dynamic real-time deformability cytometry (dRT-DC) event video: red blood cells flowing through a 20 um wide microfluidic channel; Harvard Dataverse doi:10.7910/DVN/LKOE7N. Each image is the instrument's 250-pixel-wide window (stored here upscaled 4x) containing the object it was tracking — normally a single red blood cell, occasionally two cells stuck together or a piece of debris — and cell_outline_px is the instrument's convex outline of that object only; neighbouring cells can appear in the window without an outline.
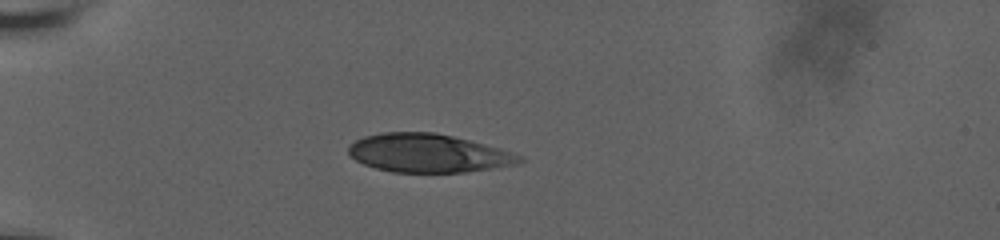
{"species": "human", "species_latin": "Homo sapiens", "temperature_condition": "room temperature", "stored_images_in_passage": 41, "camera_frame_rate_fps": 3000, "um_per_image_px": 0.085, "donor": {"sex": "male"}, "frame": {"image": 1, "passage_image": 1, "time_ms": 0.0, "image_size_px": [1000, 240], "cell_outline_px": [[524, 160], [516, 164], [464, 172], [392, 172], [376, 168], [364, 164], [348, 156], [348, 148], [356, 140], [364, 136], [380, 132], [436, 132], [500, 148], [524, 156]], "centroid_in_image_um": [36.38, 13.01], "position_along_channel_um": 48.6, "area_um2": 38.21}}
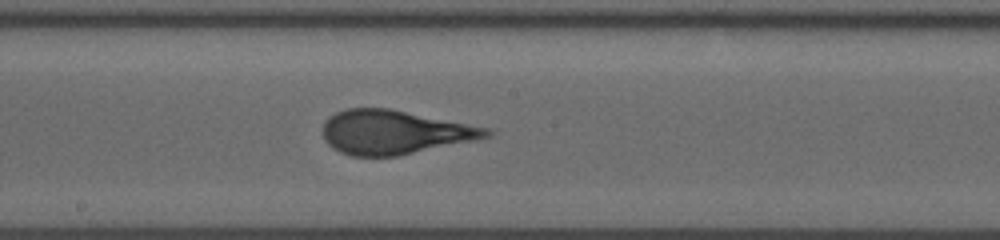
{"frame": {"image": 2, "passage_image": 17, "time_ms": 5.333, "image_size_px": [1000, 240], "cell_outline_px": [[496, 132], [492, 136], [480, 140], [396, 156], [352, 156], [340, 152], [332, 148], [324, 140], [324, 120], [328, 116], [336, 112], [348, 108], [388, 108], [492, 128]], "centroid_in_image_um": [33.59, 11.24], "position_along_channel_um": 214.6, "area_um2": 42.43}}
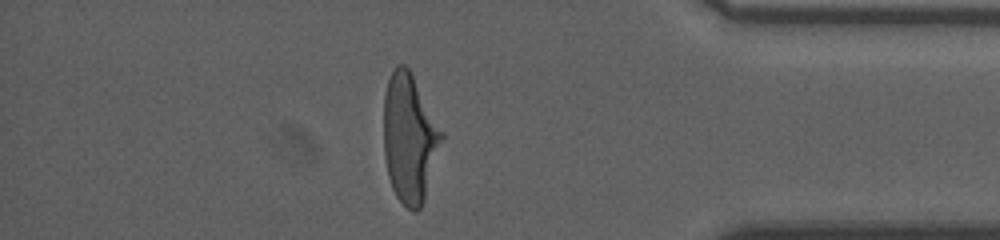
{"frame": {"image": 3, "passage_image": 34, "time_ms": 11.0, "image_size_px": [1000, 240], "cell_outline_px": [[444, 136], [424, 200], [420, 208], [416, 212], [412, 212], [396, 196], [392, 188], [388, 176], [384, 156], [384, 92], [388, 80], [396, 64], [404, 64], [408, 68], [444, 132]], "centroid_in_image_um": [34.8, 11.75], "position_along_channel_um": 400.4, "area_um2": 43.29}, "authors_computed_cell_mechanics": {"area_um2": 42.0784, "velocity_mm_per_s": 3.7037, "shape_relaxation_time_tau1_ms": 7.6452, "shape_relaxation_time_tau2_ms": null, "deformation_change_tau1": 0.2538, "deformation_change_tau2": null}}